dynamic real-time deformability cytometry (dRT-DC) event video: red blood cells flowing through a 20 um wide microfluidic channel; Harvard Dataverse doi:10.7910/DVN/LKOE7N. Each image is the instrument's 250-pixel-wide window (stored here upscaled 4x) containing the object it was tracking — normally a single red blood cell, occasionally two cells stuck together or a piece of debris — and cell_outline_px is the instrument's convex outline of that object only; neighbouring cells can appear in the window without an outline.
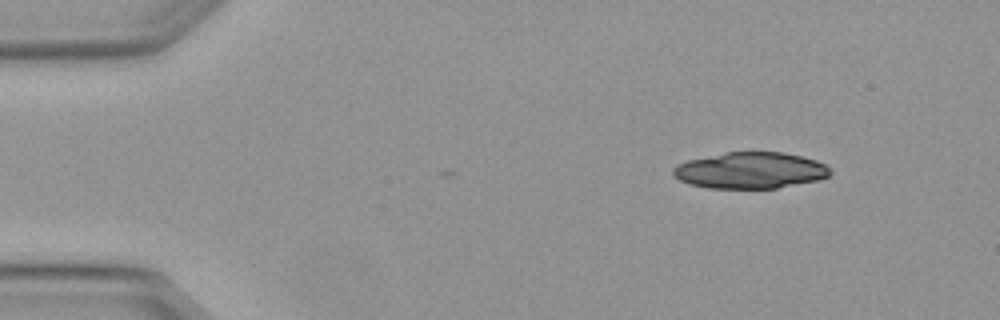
{"species": "Egyptian fruit bat (a non-hibernating species)", "species_latin": "Rousettus aegyptiacus", "temperature_condition": "warm", "stored_images_in_passage": 1, "camera_frame_rate_fps": 3000, "um_per_image_px": 0.085, "animal": {"sex": "female"}, "frame": {"image": 1, "passage_image": 1, "time_ms": 0.0, "image_size_px": [1000, 320], "cell_outline_px": [[832, 172], [828, 176], [820, 180], [776, 188], [708, 188], [688, 184], [672, 176], [672, 168], [688, 160], [724, 152], [784, 152], [816, 160], [824, 164]], "centroid_in_image_um": [63.76, 14.49], "position_along_channel_um": 21.2, "area_um2": 33.29}}